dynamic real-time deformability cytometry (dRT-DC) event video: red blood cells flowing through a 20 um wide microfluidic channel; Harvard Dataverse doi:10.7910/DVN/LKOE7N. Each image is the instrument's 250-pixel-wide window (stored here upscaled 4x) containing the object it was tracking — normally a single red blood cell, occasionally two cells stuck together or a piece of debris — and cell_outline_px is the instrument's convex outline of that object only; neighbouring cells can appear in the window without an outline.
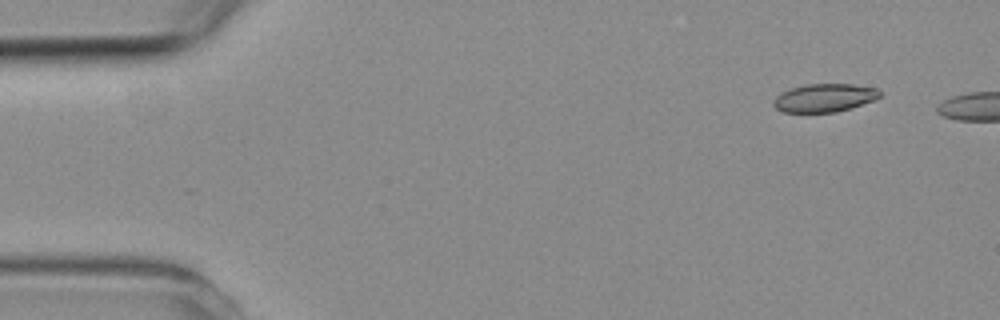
{"species": "common noctule bat (a hibernating species)", "species_latin": "Nyctalus noctula", "temperature_condition": "room temperature", "stored_images_in_passage": 2, "camera_frame_rate_fps": 3000, "um_per_image_px": 0.085, "animal": {"sex": "female", "body_mass_g": 19.3, "forearm_length_mm": 54.1}, "frame": {"image": 1, "passage_image": 1, "time_ms": 0.0, "image_size_px": [1000, 320], "cell_outline_px": [[880, 96], [876, 100], [852, 108], [836, 112], [784, 112], [776, 108], [772, 104], [776, 96], [792, 88], [808, 84], [852, 84], [876, 88], [880, 92]], "centroid_in_image_um": [70.11, 8.32], "position_along_channel_um": 14.9, "area_um2": 17.4}}